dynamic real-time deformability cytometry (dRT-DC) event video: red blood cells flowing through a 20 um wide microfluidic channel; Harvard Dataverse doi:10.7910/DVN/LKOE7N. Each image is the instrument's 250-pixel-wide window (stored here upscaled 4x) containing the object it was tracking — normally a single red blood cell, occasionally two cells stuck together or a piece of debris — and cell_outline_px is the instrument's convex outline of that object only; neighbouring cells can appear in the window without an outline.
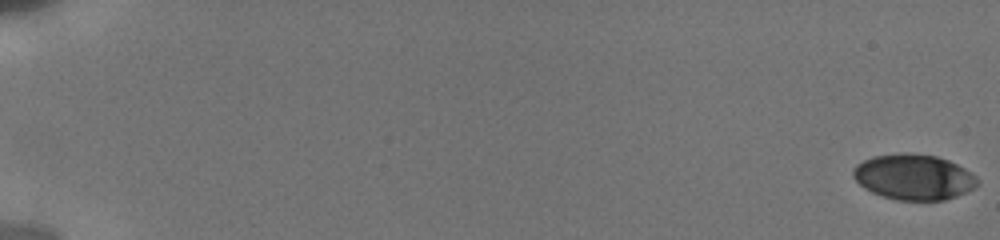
{"species": "human", "species_latin": "Homo sapiens", "temperature_condition": "cold", "stored_images_in_passage": 17, "camera_frame_rate_fps": 3000, "um_per_image_px": 0.085, "donor": {"sex": "male"}, "frame": {"image": 1, "passage_image": 1, "time_ms": 0.0, "image_size_px": [1000, 240], "cell_outline_px": [[980, 184], [956, 196], [944, 200], [896, 200], [872, 192], [864, 188], [852, 176], [852, 172], [856, 164], [872, 156], [936, 156], [948, 160], [964, 168], [976, 176], [980, 180]], "centroid_in_image_um": [77.68, 15.09], "position_along_channel_um": 7.3, "area_um2": 32.02}}
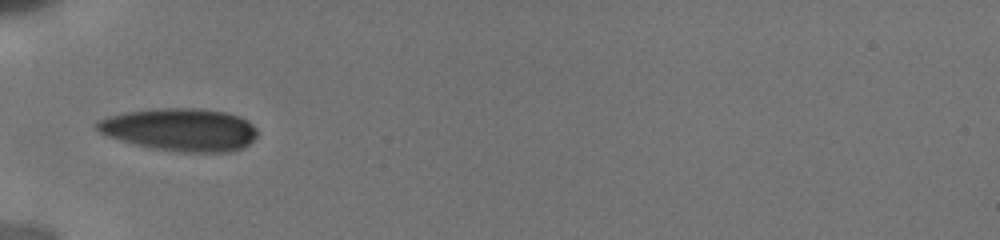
{"frame": {"image": 2, "passage_image": 15, "time_ms": 7.0, "image_size_px": [1000, 240], "cell_outline_px": [[256, 136], [244, 148], [232, 152], [184, 152], [152, 148], [136, 144], [108, 136], [100, 132], [96, 128], [96, 120], [108, 116], [124, 112], [164, 108], [192, 108], [224, 112], [240, 116], [252, 124], [256, 128]], "centroid_in_image_um": [15.32, 11.02], "position_along_channel_um": 69.7, "area_um2": 39.71}}
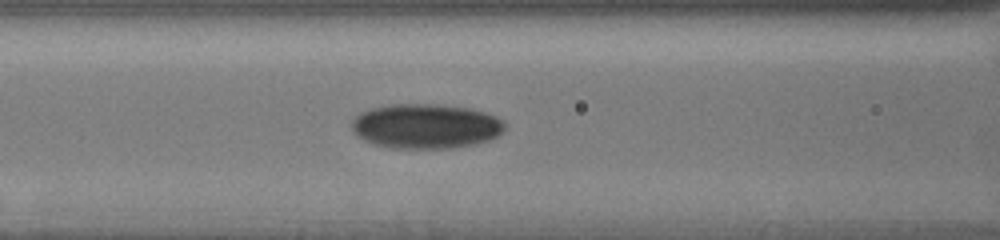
{"frame": {"image": 3, "passage_image": 17, "time_ms": 8.667, "image_size_px": [1000, 240], "cell_outline_px": [[504, 128], [496, 136], [488, 140], [476, 144], [452, 148], [388, 148], [372, 144], [356, 136], [352, 132], [352, 120], [360, 112], [372, 108], [388, 104], [436, 104], [468, 108], [484, 112], [496, 116], [504, 124]], "centroid_in_image_um": [36.13, 10.73], "position_along_channel_um": 130.5, "area_um2": 40.0}}